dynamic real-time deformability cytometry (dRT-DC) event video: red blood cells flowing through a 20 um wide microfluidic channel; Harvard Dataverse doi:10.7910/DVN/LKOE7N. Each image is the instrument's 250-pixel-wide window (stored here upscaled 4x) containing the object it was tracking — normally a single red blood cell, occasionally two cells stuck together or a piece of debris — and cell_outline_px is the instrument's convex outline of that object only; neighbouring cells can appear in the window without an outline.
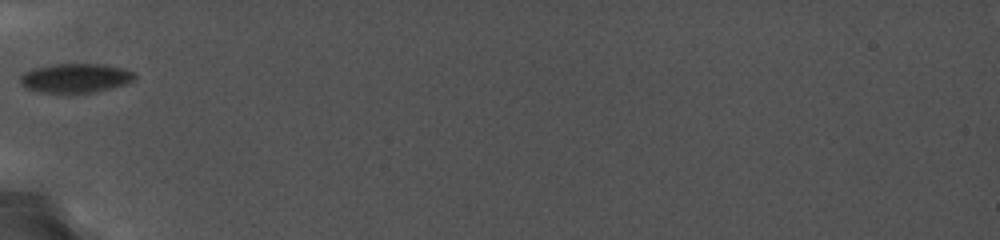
{"species": "common noctule bat (a hibernating species)", "species_latin": "Nyctalus noctula", "temperature_condition": "cold", "stored_images_in_passage": 12, "camera_frame_rate_fps": 5000, "um_per_image_px": 0.085, "animal": {"sex": "female", "body_mass_g": 19.0, "forearm_length_mm": 56.7}, "frame": {"image": 1, "passage_image": 1, "time_ms": 0.0, "image_size_px": [1000, 240], "cell_outline_px": [[136, 76], [132, 80], [124, 84], [108, 88], [88, 92], [44, 92], [28, 88], [20, 84], [20, 76], [24, 72], [32, 68], [52, 64], [104, 64], [124, 68], [136, 72]], "centroid_in_image_um": [6.41, 6.6], "position_along_channel_um": 78.6, "area_um2": 19.19}}